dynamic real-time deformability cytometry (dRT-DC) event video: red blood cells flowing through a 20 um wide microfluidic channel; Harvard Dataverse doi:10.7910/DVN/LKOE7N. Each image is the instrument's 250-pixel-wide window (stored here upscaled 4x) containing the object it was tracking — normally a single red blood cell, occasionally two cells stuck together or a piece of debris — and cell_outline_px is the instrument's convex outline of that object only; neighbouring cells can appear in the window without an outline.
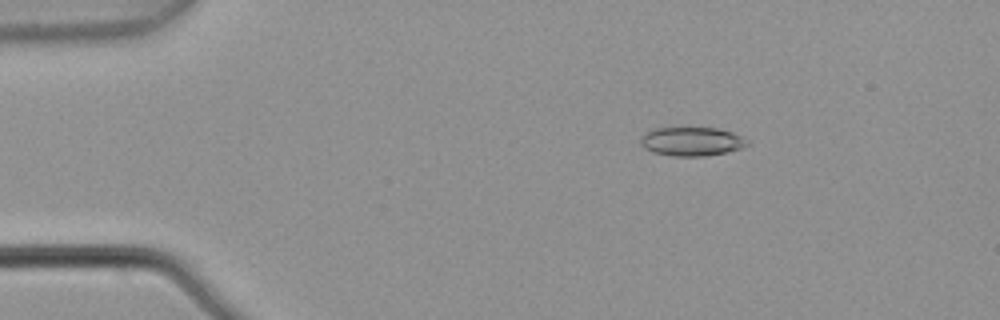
{"species": "common noctule bat (a hibernating species)", "species_latin": "Nyctalus noctula", "temperature_condition": "warm", "stored_images_in_passage": 3, "camera_frame_rate_fps": 3000, "um_per_image_px": 0.085, "animal": {"sex": "male", "body_mass_g": 21.5, "forearm_length_mm": 52.0}, "frame": {"image": 1, "passage_image": 1, "time_ms": 0.0, "image_size_px": [1000, 320], "cell_outline_px": [[752, 144], [728, 152], [704, 156], [672, 156], [652, 152], [644, 148], [640, 144], [640, 136], [656, 128], [688, 124], [716, 128], [732, 132], [748, 140]], "centroid_in_image_um": [58.78, 11.97], "position_along_channel_um": 26.2, "area_um2": 18.84}}